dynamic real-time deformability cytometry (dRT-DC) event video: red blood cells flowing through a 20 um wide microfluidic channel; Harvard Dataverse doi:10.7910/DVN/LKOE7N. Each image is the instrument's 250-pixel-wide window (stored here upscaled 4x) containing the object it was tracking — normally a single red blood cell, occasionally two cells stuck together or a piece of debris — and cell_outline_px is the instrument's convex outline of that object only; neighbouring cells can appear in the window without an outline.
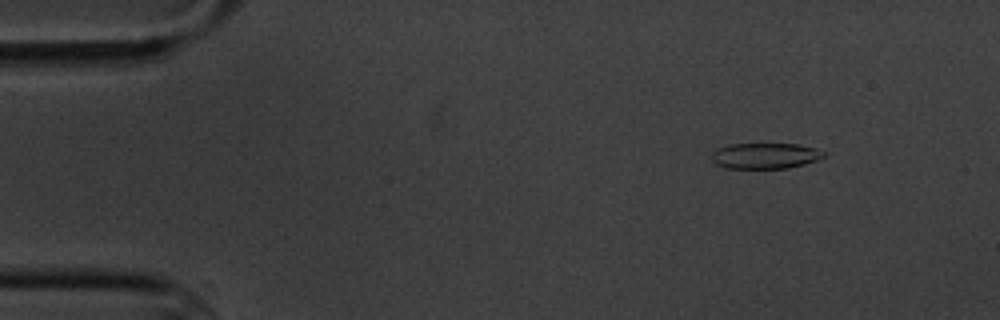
{"species": "common noctule bat (a hibernating species)", "species_latin": "Nyctalus noctula", "temperature_condition": "cold", "stored_images_in_passage": 5, "camera_frame_rate_fps": 3000, "um_per_image_px": 0.085, "animal": {"sex": "male", "body_mass_g": 20.1, "forearm_length_mm": 53.5}, "frame": {"image": 1, "passage_image": 1, "time_ms": 0.0, "image_size_px": [1000, 320], "cell_outline_px": [[824, 156], [816, 160], [804, 164], [788, 168], [724, 168], [716, 164], [712, 160], [712, 152], [716, 148], [732, 144], [796, 144], [816, 148], [824, 152]], "centroid_in_image_um": [65.0, 13.24], "position_along_channel_um": 20.0, "area_um2": 16.76}}
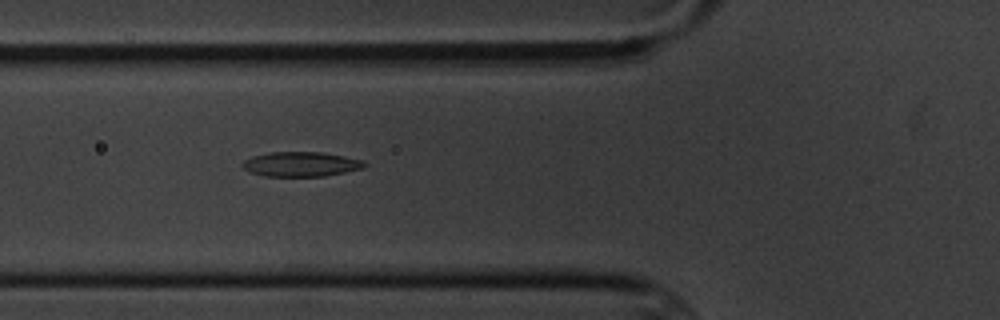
{"frame": {"image": 2, "passage_image": 5, "time_ms": 4.667, "image_size_px": [1000, 320], "cell_outline_px": [[368, 164], [364, 168], [324, 176], [264, 176], [248, 172], [240, 164], [244, 160], [252, 156], [268, 152], [324, 152], [364, 160]], "centroid_in_image_um": [25.57, 13.95], "position_along_channel_um": 100.2, "area_um2": 17.74}}